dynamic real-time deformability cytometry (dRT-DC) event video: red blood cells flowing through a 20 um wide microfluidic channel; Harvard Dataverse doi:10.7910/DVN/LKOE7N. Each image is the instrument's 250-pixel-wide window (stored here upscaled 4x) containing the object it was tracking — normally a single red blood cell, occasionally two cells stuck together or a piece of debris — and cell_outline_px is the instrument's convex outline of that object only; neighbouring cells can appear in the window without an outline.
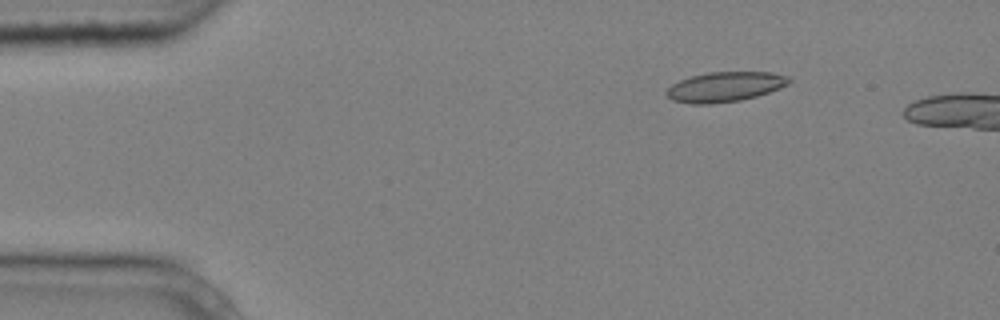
{"species": "common noctule bat (a hibernating species)", "species_latin": "Nyctalus noctula", "temperature_condition": "cold", "stored_images_in_passage": 5, "camera_frame_rate_fps": 3000, "um_per_image_px": 0.085, "animal": {"sex": "male", "body_mass_g": 20.4}, "frame": {"image": 1, "passage_image": 2, "time_ms": 0.333, "image_size_px": [1000, 320], "cell_outline_px": [[792, 80], [788, 84], [780, 88], [756, 96], [740, 100], [712, 104], [692, 104], [672, 100], [664, 92], [672, 84], [680, 80], [692, 76], [708, 72], [772, 72], [788, 76]], "centroid_in_image_um": [61.62, 7.38], "position_along_channel_um": 23.4, "area_um2": 21.33}}